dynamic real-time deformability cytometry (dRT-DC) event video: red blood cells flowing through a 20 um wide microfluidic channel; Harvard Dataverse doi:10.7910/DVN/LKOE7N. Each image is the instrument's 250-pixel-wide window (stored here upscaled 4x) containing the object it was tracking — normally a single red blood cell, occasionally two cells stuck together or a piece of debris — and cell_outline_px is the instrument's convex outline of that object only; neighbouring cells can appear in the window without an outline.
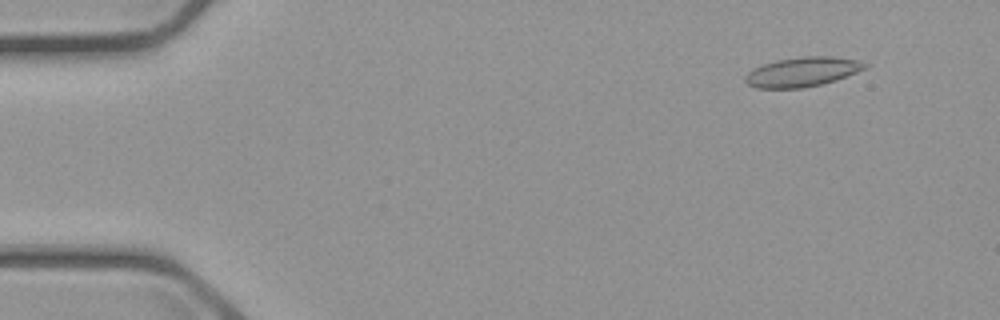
{"species": "common noctule bat (a hibernating species)", "species_latin": "Nyctalus noctula", "temperature_condition": "cold", "stored_images_in_passage": 55, "camera_frame_rate_fps": 3000, "um_per_image_px": 0.085, "animal": {"sex": "male", "body_mass_g": 23.1, "forearm_length_mm": 52.7}, "frame": {"image": 1, "passage_image": 5, "time_ms": 1.333, "image_size_px": [1000, 320], "cell_outline_px": [[868, 68], [820, 84], [800, 88], [756, 88], [748, 84], [744, 80], [744, 76], [748, 72], [764, 64], [776, 60], [804, 56], [832, 56], [856, 60], [868, 64]], "centroid_in_image_um": [68.17, 6.1], "position_along_channel_um": 16.8, "area_um2": 20.23}}
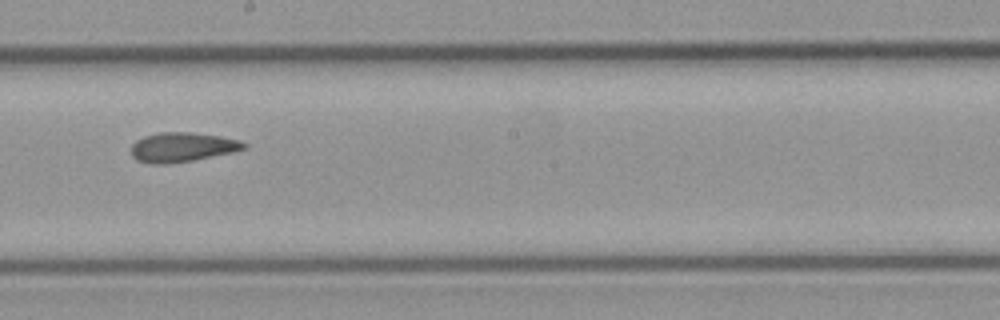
{"frame": {"image": 2, "passage_image": 31, "time_ms": 10.0, "image_size_px": [1000, 320], "cell_outline_px": [[248, 144], [244, 148], [232, 152], [192, 160], [164, 164], [152, 164], [136, 160], [132, 156], [132, 144], [136, 140], [144, 136], [160, 132], [192, 132], [220, 136], [240, 140]], "centroid_in_image_um": [15.47, 12.5], "position_along_channel_um": 232.7, "area_um2": 19.25}}
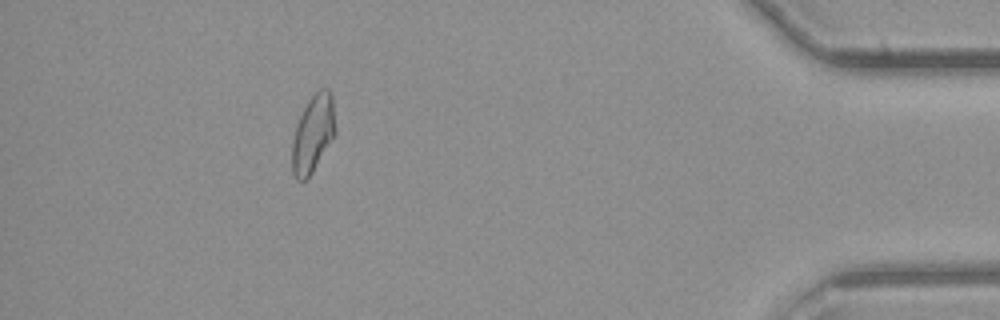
{"frame": {"image": 3, "passage_image": 50, "time_ms": 16.333, "image_size_px": [1000, 320], "cell_outline_px": [[336, 132], [312, 172], [304, 180], [296, 180], [292, 172], [292, 144], [296, 124], [308, 100], [320, 88], [328, 88], [332, 92], [336, 128]], "centroid_in_image_um": [26.61, 11.32], "position_along_channel_um": 408.6, "area_um2": 19.42}, "authors_computed_cell_mechanics": {"area_um2": 19.4208, "velocity_mm_per_s": 3.6819, "shape_relaxation_time_tau1_ms": null, "shape_relaxation_time_tau2_ms": 2.8474, "deformation_change_tau1": null, "deformation_change_tau2": 0.1044}}